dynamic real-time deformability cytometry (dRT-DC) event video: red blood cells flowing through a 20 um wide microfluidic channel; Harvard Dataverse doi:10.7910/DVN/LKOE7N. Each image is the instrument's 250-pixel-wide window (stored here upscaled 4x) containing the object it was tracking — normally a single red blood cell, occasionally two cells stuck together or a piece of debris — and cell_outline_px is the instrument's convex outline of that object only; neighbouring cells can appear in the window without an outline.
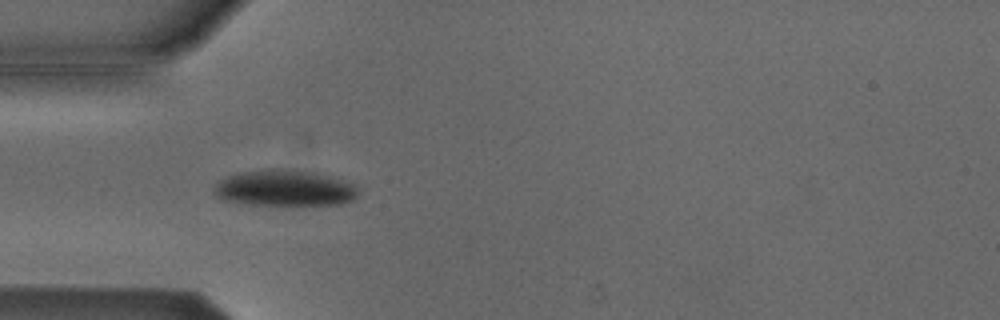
{"species": "Egyptian fruit bat (a non-hibernating species)", "species_latin": "Rousettus aegyptiacus", "temperature_condition": "cold", "stored_images_in_passage": 4, "camera_frame_rate_fps": 3000, "um_per_image_px": 0.085, "animal": {"sex": "male"}, "frame": {"image": 1, "passage_image": 4, "time_ms": 1.0, "image_size_px": [1000, 320], "cell_outline_px": [[360, 192], [352, 200], [344, 204], [248, 204], [220, 200], [212, 192], [216, 184], [220, 180], [228, 176], [244, 172], [272, 168], [276, 168], [312, 172], [344, 180], [356, 184]], "centroid_in_image_um": [24.2, 15.99], "position_along_channel_um": 60.8, "area_um2": 30.23}}